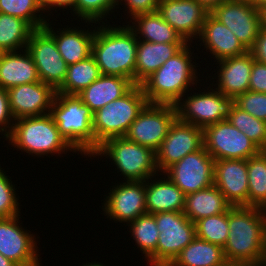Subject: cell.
Masks as SVG:
<instances>
[{
	"instance_id": "1",
	"label": "cell",
	"mask_w": 266,
	"mask_h": 266,
	"mask_svg": "<svg viewBox=\"0 0 266 266\" xmlns=\"http://www.w3.org/2000/svg\"><path fill=\"white\" fill-rule=\"evenodd\" d=\"M229 234L223 248L228 261L266 263V216L263 208L232 206Z\"/></svg>"
},
{
	"instance_id": "2",
	"label": "cell",
	"mask_w": 266,
	"mask_h": 266,
	"mask_svg": "<svg viewBox=\"0 0 266 266\" xmlns=\"http://www.w3.org/2000/svg\"><path fill=\"white\" fill-rule=\"evenodd\" d=\"M190 45L187 43L140 84L148 103L175 105L192 90L191 86L200 83L201 79L197 77L199 73L195 69L199 66L193 61L195 57L190 48L193 46Z\"/></svg>"
},
{
	"instance_id": "3",
	"label": "cell",
	"mask_w": 266,
	"mask_h": 266,
	"mask_svg": "<svg viewBox=\"0 0 266 266\" xmlns=\"http://www.w3.org/2000/svg\"><path fill=\"white\" fill-rule=\"evenodd\" d=\"M114 26L101 23L100 27L99 24L95 27L91 55L101 75L127 78L135 85L138 39L127 25Z\"/></svg>"
},
{
	"instance_id": "4",
	"label": "cell",
	"mask_w": 266,
	"mask_h": 266,
	"mask_svg": "<svg viewBox=\"0 0 266 266\" xmlns=\"http://www.w3.org/2000/svg\"><path fill=\"white\" fill-rule=\"evenodd\" d=\"M93 113L77 95L62 93H56L49 113L65 141L90 159L95 153Z\"/></svg>"
},
{
	"instance_id": "5",
	"label": "cell",
	"mask_w": 266,
	"mask_h": 266,
	"mask_svg": "<svg viewBox=\"0 0 266 266\" xmlns=\"http://www.w3.org/2000/svg\"><path fill=\"white\" fill-rule=\"evenodd\" d=\"M8 139V140H7ZM16 150L28 155L50 157L76 151L60 135L50 114L22 117L15 120L11 133L5 138ZM67 152V153H66ZM49 154V156H48Z\"/></svg>"
},
{
	"instance_id": "6",
	"label": "cell",
	"mask_w": 266,
	"mask_h": 266,
	"mask_svg": "<svg viewBox=\"0 0 266 266\" xmlns=\"http://www.w3.org/2000/svg\"><path fill=\"white\" fill-rule=\"evenodd\" d=\"M147 104L141 85H134L121 98L96 110L93 113L95 152L106 140L124 137Z\"/></svg>"
},
{
	"instance_id": "7",
	"label": "cell",
	"mask_w": 266,
	"mask_h": 266,
	"mask_svg": "<svg viewBox=\"0 0 266 266\" xmlns=\"http://www.w3.org/2000/svg\"><path fill=\"white\" fill-rule=\"evenodd\" d=\"M105 157L121 172L125 181H146L159 173L156 153L124 137L111 138L101 144L92 157Z\"/></svg>"
},
{
	"instance_id": "8",
	"label": "cell",
	"mask_w": 266,
	"mask_h": 266,
	"mask_svg": "<svg viewBox=\"0 0 266 266\" xmlns=\"http://www.w3.org/2000/svg\"><path fill=\"white\" fill-rule=\"evenodd\" d=\"M210 85L212 88L207 86V91L206 89L202 90L203 92L198 90L199 93H196L193 90V94L192 92L191 94L186 93L184 98L182 97L175 104L177 118L180 121L204 129L206 126L226 120L229 117L234 105V98L226 97L214 88V84L211 83Z\"/></svg>"
},
{
	"instance_id": "9",
	"label": "cell",
	"mask_w": 266,
	"mask_h": 266,
	"mask_svg": "<svg viewBox=\"0 0 266 266\" xmlns=\"http://www.w3.org/2000/svg\"><path fill=\"white\" fill-rule=\"evenodd\" d=\"M153 215L159 230L157 266H169L196 238L195 223L183 212H162Z\"/></svg>"
},
{
	"instance_id": "10",
	"label": "cell",
	"mask_w": 266,
	"mask_h": 266,
	"mask_svg": "<svg viewBox=\"0 0 266 266\" xmlns=\"http://www.w3.org/2000/svg\"><path fill=\"white\" fill-rule=\"evenodd\" d=\"M204 147L214 160L249 159L261 150L227 119L203 129Z\"/></svg>"
},
{
	"instance_id": "11",
	"label": "cell",
	"mask_w": 266,
	"mask_h": 266,
	"mask_svg": "<svg viewBox=\"0 0 266 266\" xmlns=\"http://www.w3.org/2000/svg\"><path fill=\"white\" fill-rule=\"evenodd\" d=\"M176 118L175 105L148 103L132 122L125 137L156 152Z\"/></svg>"
},
{
	"instance_id": "12",
	"label": "cell",
	"mask_w": 266,
	"mask_h": 266,
	"mask_svg": "<svg viewBox=\"0 0 266 266\" xmlns=\"http://www.w3.org/2000/svg\"><path fill=\"white\" fill-rule=\"evenodd\" d=\"M26 50L34 61L40 81L57 91L63 84L68 65L61 57L54 38L44 29H35Z\"/></svg>"
},
{
	"instance_id": "13",
	"label": "cell",
	"mask_w": 266,
	"mask_h": 266,
	"mask_svg": "<svg viewBox=\"0 0 266 266\" xmlns=\"http://www.w3.org/2000/svg\"><path fill=\"white\" fill-rule=\"evenodd\" d=\"M214 158L203 146L174 163L164 173L185 194L214 184Z\"/></svg>"
},
{
	"instance_id": "14",
	"label": "cell",
	"mask_w": 266,
	"mask_h": 266,
	"mask_svg": "<svg viewBox=\"0 0 266 266\" xmlns=\"http://www.w3.org/2000/svg\"><path fill=\"white\" fill-rule=\"evenodd\" d=\"M229 28L249 51L261 28L259 9L251 0H226L210 12Z\"/></svg>"
},
{
	"instance_id": "15",
	"label": "cell",
	"mask_w": 266,
	"mask_h": 266,
	"mask_svg": "<svg viewBox=\"0 0 266 266\" xmlns=\"http://www.w3.org/2000/svg\"><path fill=\"white\" fill-rule=\"evenodd\" d=\"M203 146V129L176 118L159 149L155 152L159 173H164L184 156L200 150Z\"/></svg>"
},
{
	"instance_id": "16",
	"label": "cell",
	"mask_w": 266,
	"mask_h": 266,
	"mask_svg": "<svg viewBox=\"0 0 266 266\" xmlns=\"http://www.w3.org/2000/svg\"><path fill=\"white\" fill-rule=\"evenodd\" d=\"M19 216L0 218V254L17 266H42L36 237L21 227Z\"/></svg>"
},
{
	"instance_id": "17",
	"label": "cell",
	"mask_w": 266,
	"mask_h": 266,
	"mask_svg": "<svg viewBox=\"0 0 266 266\" xmlns=\"http://www.w3.org/2000/svg\"><path fill=\"white\" fill-rule=\"evenodd\" d=\"M104 199L102 209L106 218L124 225L147 213L145 181L115 184Z\"/></svg>"
},
{
	"instance_id": "18",
	"label": "cell",
	"mask_w": 266,
	"mask_h": 266,
	"mask_svg": "<svg viewBox=\"0 0 266 266\" xmlns=\"http://www.w3.org/2000/svg\"><path fill=\"white\" fill-rule=\"evenodd\" d=\"M157 12L187 43L199 37L210 13L197 0H160Z\"/></svg>"
},
{
	"instance_id": "19",
	"label": "cell",
	"mask_w": 266,
	"mask_h": 266,
	"mask_svg": "<svg viewBox=\"0 0 266 266\" xmlns=\"http://www.w3.org/2000/svg\"><path fill=\"white\" fill-rule=\"evenodd\" d=\"M9 107L13 118L42 116L50 113L56 91L39 81L9 88Z\"/></svg>"
},
{
	"instance_id": "20",
	"label": "cell",
	"mask_w": 266,
	"mask_h": 266,
	"mask_svg": "<svg viewBox=\"0 0 266 266\" xmlns=\"http://www.w3.org/2000/svg\"><path fill=\"white\" fill-rule=\"evenodd\" d=\"M248 182L247 160L215 161L214 185L232 206H248Z\"/></svg>"
},
{
	"instance_id": "21",
	"label": "cell",
	"mask_w": 266,
	"mask_h": 266,
	"mask_svg": "<svg viewBox=\"0 0 266 266\" xmlns=\"http://www.w3.org/2000/svg\"><path fill=\"white\" fill-rule=\"evenodd\" d=\"M253 64V56L250 51L246 53L225 58L216 62L217 77L216 90L226 97L236 98L237 96L249 91V82Z\"/></svg>"
},
{
	"instance_id": "22",
	"label": "cell",
	"mask_w": 266,
	"mask_h": 266,
	"mask_svg": "<svg viewBox=\"0 0 266 266\" xmlns=\"http://www.w3.org/2000/svg\"><path fill=\"white\" fill-rule=\"evenodd\" d=\"M198 39V42H201L199 45H204L206 52H210L212 58L216 59L215 62L239 56L248 51L235 34L211 13L204 21Z\"/></svg>"
},
{
	"instance_id": "23",
	"label": "cell",
	"mask_w": 266,
	"mask_h": 266,
	"mask_svg": "<svg viewBox=\"0 0 266 266\" xmlns=\"http://www.w3.org/2000/svg\"><path fill=\"white\" fill-rule=\"evenodd\" d=\"M51 22L48 20L43 28L54 38L58 51L68 66L91 56L95 29L83 30L79 26L72 28L66 25V28L54 30Z\"/></svg>"
},
{
	"instance_id": "24",
	"label": "cell",
	"mask_w": 266,
	"mask_h": 266,
	"mask_svg": "<svg viewBox=\"0 0 266 266\" xmlns=\"http://www.w3.org/2000/svg\"><path fill=\"white\" fill-rule=\"evenodd\" d=\"M159 175L164 177L162 178L160 176L159 179ZM150 180L153 181L151 182ZM145 191L148 214L184 211L186 195L169 179L168 176H166L165 173L157 174V178L156 175L148 178L145 181Z\"/></svg>"
},
{
	"instance_id": "25",
	"label": "cell",
	"mask_w": 266,
	"mask_h": 266,
	"mask_svg": "<svg viewBox=\"0 0 266 266\" xmlns=\"http://www.w3.org/2000/svg\"><path fill=\"white\" fill-rule=\"evenodd\" d=\"M39 81L37 67L26 49L0 52V88L8 90Z\"/></svg>"
},
{
	"instance_id": "26",
	"label": "cell",
	"mask_w": 266,
	"mask_h": 266,
	"mask_svg": "<svg viewBox=\"0 0 266 266\" xmlns=\"http://www.w3.org/2000/svg\"><path fill=\"white\" fill-rule=\"evenodd\" d=\"M186 44L152 43L138 40L135 63V85H140Z\"/></svg>"
},
{
	"instance_id": "27",
	"label": "cell",
	"mask_w": 266,
	"mask_h": 266,
	"mask_svg": "<svg viewBox=\"0 0 266 266\" xmlns=\"http://www.w3.org/2000/svg\"><path fill=\"white\" fill-rule=\"evenodd\" d=\"M134 84L120 76L101 75L77 96L95 112L108 103L121 98Z\"/></svg>"
},
{
	"instance_id": "28",
	"label": "cell",
	"mask_w": 266,
	"mask_h": 266,
	"mask_svg": "<svg viewBox=\"0 0 266 266\" xmlns=\"http://www.w3.org/2000/svg\"><path fill=\"white\" fill-rule=\"evenodd\" d=\"M131 19L133 21L131 20V25L130 21H127V27L138 40L152 43H187L157 11L138 14Z\"/></svg>"
},
{
	"instance_id": "29",
	"label": "cell",
	"mask_w": 266,
	"mask_h": 266,
	"mask_svg": "<svg viewBox=\"0 0 266 266\" xmlns=\"http://www.w3.org/2000/svg\"><path fill=\"white\" fill-rule=\"evenodd\" d=\"M232 205L213 184L212 186L186 195L183 213L195 223L201 218L227 212Z\"/></svg>"
},
{
	"instance_id": "30",
	"label": "cell",
	"mask_w": 266,
	"mask_h": 266,
	"mask_svg": "<svg viewBox=\"0 0 266 266\" xmlns=\"http://www.w3.org/2000/svg\"><path fill=\"white\" fill-rule=\"evenodd\" d=\"M225 261L222 247L196 237L169 266H221Z\"/></svg>"
},
{
	"instance_id": "31",
	"label": "cell",
	"mask_w": 266,
	"mask_h": 266,
	"mask_svg": "<svg viewBox=\"0 0 266 266\" xmlns=\"http://www.w3.org/2000/svg\"><path fill=\"white\" fill-rule=\"evenodd\" d=\"M128 227L135 245L137 244V248H140L144 255L143 257L146 258L145 260H148L147 265L157 266L159 230L154 215L148 213L141 215L133 222H130Z\"/></svg>"
},
{
	"instance_id": "32",
	"label": "cell",
	"mask_w": 266,
	"mask_h": 266,
	"mask_svg": "<svg viewBox=\"0 0 266 266\" xmlns=\"http://www.w3.org/2000/svg\"><path fill=\"white\" fill-rule=\"evenodd\" d=\"M34 30L27 21L0 12V52L26 49Z\"/></svg>"
},
{
	"instance_id": "33",
	"label": "cell",
	"mask_w": 266,
	"mask_h": 266,
	"mask_svg": "<svg viewBox=\"0 0 266 266\" xmlns=\"http://www.w3.org/2000/svg\"><path fill=\"white\" fill-rule=\"evenodd\" d=\"M100 76V69L91 55L80 62L68 66L66 78L56 93L77 95Z\"/></svg>"
},
{
	"instance_id": "34",
	"label": "cell",
	"mask_w": 266,
	"mask_h": 266,
	"mask_svg": "<svg viewBox=\"0 0 266 266\" xmlns=\"http://www.w3.org/2000/svg\"><path fill=\"white\" fill-rule=\"evenodd\" d=\"M248 206L266 207V151L247 159Z\"/></svg>"
},
{
	"instance_id": "35",
	"label": "cell",
	"mask_w": 266,
	"mask_h": 266,
	"mask_svg": "<svg viewBox=\"0 0 266 266\" xmlns=\"http://www.w3.org/2000/svg\"><path fill=\"white\" fill-rule=\"evenodd\" d=\"M227 120L242 131L261 151H266V121L233 105Z\"/></svg>"
},
{
	"instance_id": "36",
	"label": "cell",
	"mask_w": 266,
	"mask_h": 266,
	"mask_svg": "<svg viewBox=\"0 0 266 266\" xmlns=\"http://www.w3.org/2000/svg\"><path fill=\"white\" fill-rule=\"evenodd\" d=\"M0 12L27 21L34 29L43 28L50 18L36 0H0ZM40 13V14H39Z\"/></svg>"
},
{
	"instance_id": "37",
	"label": "cell",
	"mask_w": 266,
	"mask_h": 266,
	"mask_svg": "<svg viewBox=\"0 0 266 266\" xmlns=\"http://www.w3.org/2000/svg\"><path fill=\"white\" fill-rule=\"evenodd\" d=\"M196 237L224 248L228 234V211L195 222Z\"/></svg>"
},
{
	"instance_id": "38",
	"label": "cell",
	"mask_w": 266,
	"mask_h": 266,
	"mask_svg": "<svg viewBox=\"0 0 266 266\" xmlns=\"http://www.w3.org/2000/svg\"><path fill=\"white\" fill-rule=\"evenodd\" d=\"M117 2L118 0H76L75 16L77 17L73 19L76 20L80 18L81 21L83 19V21L85 20L84 23L88 22V25L92 23V27H94L93 23H109L107 19L104 18H110L109 15H111L112 12L114 13L115 8L117 9Z\"/></svg>"
},
{
	"instance_id": "39",
	"label": "cell",
	"mask_w": 266,
	"mask_h": 266,
	"mask_svg": "<svg viewBox=\"0 0 266 266\" xmlns=\"http://www.w3.org/2000/svg\"><path fill=\"white\" fill-rule=\"evenodd\" d=\"M3 171L0 165V218L14 217L21 214L19 197H17L15 184ZM20 209V210H19Z\"/></svg>"
},
{
	"instance_id": "40",
	"label": "cell",
	"mask_w": 266,
	"mask_h": 266,
	"mask_svg": "<svg viewBox=\"0 0 266 266\" xmlns=\"http://www.w3.org/2000/svg\"><path fill=\"white\" fill-rule=\"evenodd\" d=\"M234 104L252 116L266 121V93L246 91L234 99Z\"/></svg>"
},
{
	"instance_id": "41",
	"label": "cell",
	"mask_w": 266,
	"mask_h": 266,
	"mask_svg": "<svg viewBox=\"0 0 266 266\" xmlns=\"http://www.w3.org/2000/svg\"><path fill=\"white\" fill-rule=\"evenodd\" d=\"M15 119L9 107V96L6 89L0 88V133L5 139L12 131Z\"/></svg>"
},
{
	"instance_id": "42",
	"label": "cell",
	"mask_w": 266,
	"mask_h": 266,
	"mask_svg": "<svg viewBox=\"0 0 266 266\" xmlns=\"http://www.w3.org/2000/svg\"><path fill=\"white\" fill-rule=\"evenodd\" d=\"M159 2L160 0H118L117 8L119 9V4H124L125 11H127V15L130 14L129 16L131 20L132 17L138 14L157 11Z\"/></svg>"
},
{
	"instance_id": "43",
	"label": "cell",
	"mask_w": 266,
	"mask_h": 266,
	"mask_svg": "<svg viewBox=\"0 0 266 266\" xmlns=\"http://www.w3.org/2000/svg\"><path fill=\"white\" fill-rule=\"evenodd\" d=\"M249 91L266 93V65L253 59Z\"/></svg>"
},
{
	"instance_id": "44",
	"label": "cell",
	"mask_w": 266,
	"mask_h": 266,
	"mask_svg": "<svg viewBox=\"0 0 266 266\" xmlns=\"http://www.w3.org/2000/svg\"><path fill=\"white\" fill-rule=\"evenodd\" d=\"M253 59L266 65V28L261 27L253 47L249 50Z\"/></svg>"
},
{
	"instance_id": "45",
	"label": "cell",
	"mask_w": 266,
	"mask_h": 266,
	"mask_svg": "<svg viewBox=\"0 0 266 266\" xmlns=\"http://www.w3.org/2000/svg\"><path fill=\"white\" fill-rule=\"evenodd\" d=\"M75 3L76 0H47V2L42 6L43 13L50 12L51 10H55V8H59L58 10L63 9V11L71 10L70 13L73 16L75 15ZM66 9V10H64ZM48 10V11H47Z\"/></svg>"
},
{
	"instance_id": "46",
	"label": "cell",
	"mask_w": 266,
	"mask_h": 266,
	"mask_svg": "<svg viewBox=\"0 0 266 266\" xmlns=\"http://www.w3.org/2000/svg\"><path fill=\"white\" fill-rule=\"evenodd\" d=\"M221 266H266V263H253V262H245V261L226 260Z\"/></svg>"
},
{
	"instance_id": "47",
	"label": "cell",
	"mask_w": 266,
	"mask_h": 266,
	"mask_svg": "<svg viewBox=\"0 0 266 266\" xmlns=\"http://www.w3.org/2000/svg\"><path fill=\"white\" fill-rule=\"evenodd\" d=\"M210 12L216 7L225 2L226 0H197Z\"/></svg>"
},
{
	"instance_id": "48",
	"label": "cell",
	"mask_w": 266,
	"mask_h": 266,
	"mask_svg": "<svg viewBox=\"0 0 266 266\" xmlns=\"http://www.w3.org/2000/svg\"><path fill=\"white\" fill-rule=\"evenodd\" d=\"M260 20H261V27L266 28V5H263L260 9Z\"/></svg>"
},
{
	"instance_id": "49",
	"label": "cell",
	"mask_w": 266,
	"mask_h": 266,
	"mask_svg": "<svg viewBox=\"0 0 266 266\" xmlns=\"http://www.w3.org/2000/svg\"><path fill=\"white\" fill-rule=\"evenodd\" d=\"M0 266H17V265L13 263L11 260L4 257L2 254H0Z\"/></svg>"
},
{
	"instance_id": "50",
	"label": "cell",
	"mask_w": 266,
	"mask_h": 266,
	"mask_svg": "<svg viewBox=\"0 0 266 266\" xmlns=\"http://www.w3.org/2000/svg\"><path fill=\"white\" fill-rule=\"evenodd\" d=\"M251 2L260 9L263 5H266V0H251Z\"/></svg>"
},
{
	"instance_id": "51",
	"label": "cell",
	"mask_w": 266,
	"mask_h": 266,
	"mask_svg": "<svg viewBox=\"0 0 266 266\" xmlns=\"http://www.w3.org/2000/svg\"><path fill=\"white\" fill-rule=\"evenodd\" d=\"M83 266H105V265L100 263V262L99 263L98 262L97 263L96 262H91V263L89 262L86 264L84 263Z\"/></svg>"
},
{
	"instance_id": "52",
	"label": "cell",
	"mask_w": 266,
	"mask_h": 266,
	"mask_svg": "<svg viewBox=\"0 0 266 266\" xmlns=\"http://www.w3.org/2000/svg\"><path fill=\"white\" fill-rule=\"evenodd\" d=\"M47 2V0H41V7Z\"/></svg>"
},
{
	"instance_id": "53",
	"label": "cell",
	"mask_w": 266,
	"mask_h": 266,
	"mask_svg": "<svg viewBox=\"0 0 266 266\" xmlns=\"http://www.w3.org/2000/svg\"><path fill=\"white\" fill-rule=\"evenodd\" d=\"M39 4H40V6H41V0H36Z\"/></svg>"
}]
</instances>
